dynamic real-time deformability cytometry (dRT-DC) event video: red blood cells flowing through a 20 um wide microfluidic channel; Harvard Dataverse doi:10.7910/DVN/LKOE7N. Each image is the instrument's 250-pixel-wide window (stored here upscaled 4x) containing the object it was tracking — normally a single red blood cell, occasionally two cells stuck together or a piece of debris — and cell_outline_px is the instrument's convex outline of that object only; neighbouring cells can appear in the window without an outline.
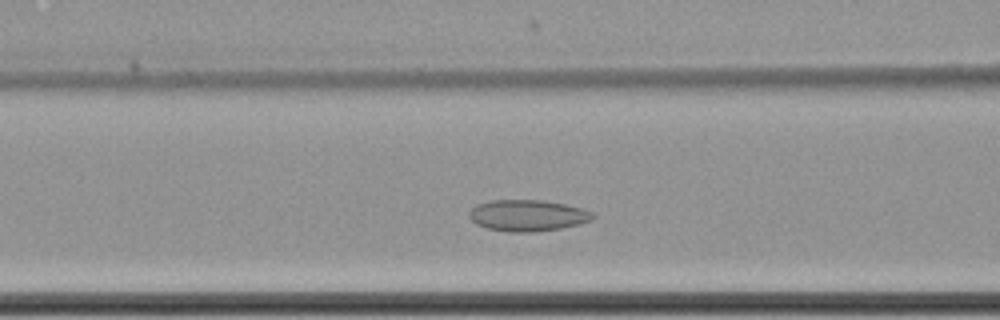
{"species": "common noctule bat (a hibernating species)", "species_latin": "Nyctalus noctula", "temperature_condition": "cold", "stored_images_in_passage": 43, "camera_frame_rate_fps": 3000, "um_per_image_px": 0.085, "animal": {"sex": "female", "body_mass_g": 22.7, "forearm_length_mm": 54.2}, "frame": {"image": 1, "passage_image": 15, "time_ms": 4.667, "image_size_px": [1000, 320], "cell_outline_px": [[596, 216], [592, 220], [580, 224], [560, 228], [532, 232], [508, 232], [488, 228], [476, 224], [468, 216], [468, 212], [476, 204], [492, 200], [540, 200], [564, 204], [584, 208], [592, 212]], "centroid_in_image_um": [44.85, 18.31], "position_along_channel_um": 121.7, "area_um2": 22.66}}
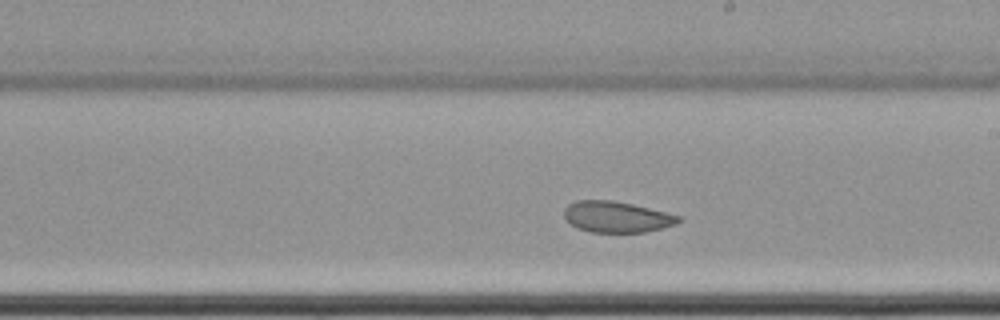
{"frame": {"image": 2, "passage_image": 25, "time_ms": 8.0, "image_size_px": [1000, 320], "cell_outline_px": [[684, 220], [676, 224], [644, 232], [592, 232], [580, 228], [572, 224], [564, 216], [564, 208], [568, 204], [576, 200], [612, 200], [632, 204], [668, 212], [680, 216]], "centroid_in_image_um": [52.45, 18.42], "position_along_channel_um": 236.6, "area_um2": 20.63}}
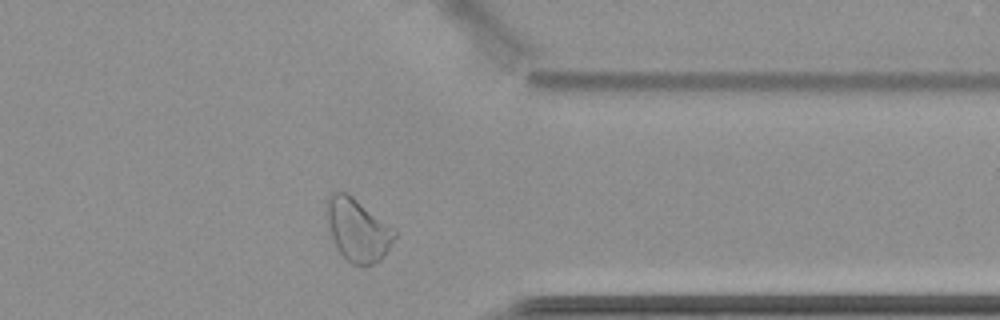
{"frame": {"image": 3, "passage_image": 38, "time_ms": 12.333, "image_size_px": [1000, 320], "cell_outline_px": [[400, 232], [384, 256], [380, 260], [372, 264], [352, 264], [336, 248], [332, 236], [324, 208], [324, 200], [332, 192], [344, 192], [352, 196], [396, 228]], "centroid_in_image_um": [30.43, 19.5], "position_along_channel_um": 381.0, "area_um2": 25.14}, "authors_computed_cell_mechanics": {"area_um2": 22.1952, "velocity_mm_per_s": 3.4486, "shape_relaxation_time_tau1_ms": 4.7685, "shape_relaxation_time_tau2_ms": 2.4823, "deformation_change_tau1": 0.0674, "deformation_change_tau2": 0.0762}}